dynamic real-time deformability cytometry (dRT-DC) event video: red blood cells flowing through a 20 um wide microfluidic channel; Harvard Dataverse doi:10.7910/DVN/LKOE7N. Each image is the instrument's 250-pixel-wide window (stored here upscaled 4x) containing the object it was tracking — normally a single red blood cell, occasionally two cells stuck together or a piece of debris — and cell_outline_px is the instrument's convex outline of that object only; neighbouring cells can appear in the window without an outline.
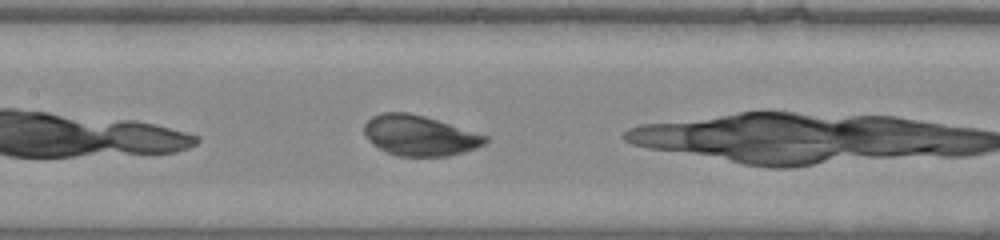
{"species": "common noctule bat (a hibernating species)", "species_latin": "Nyctalus noctula", "temperature_condition": "warm", "stored_images_in_passage": 10, "camera_frame_rate_fps": 3000, "um_per_image_px": 0.085, "animal": {"sex": "male", "body_mass_g": 20.0, "forearm_length_mm": 53.3}, "frame": {"image": 1, "passage_image": 7, "time_ms": 2.0, "image_size_px": [1000, 240], "cell_outline_px": [[488, 140], [484, 144], [476, 148], [448, 156], [396, 156], [384, 152], [372, 144], [364, 136], [364, 124], [372, 116], [384, 112], [408, 112], [424, 116], [488, 136]], "centroid_in_image_um": [35.61, 11.53], "position_along_channel_um": 171.8, "area_um2": 28.5}}